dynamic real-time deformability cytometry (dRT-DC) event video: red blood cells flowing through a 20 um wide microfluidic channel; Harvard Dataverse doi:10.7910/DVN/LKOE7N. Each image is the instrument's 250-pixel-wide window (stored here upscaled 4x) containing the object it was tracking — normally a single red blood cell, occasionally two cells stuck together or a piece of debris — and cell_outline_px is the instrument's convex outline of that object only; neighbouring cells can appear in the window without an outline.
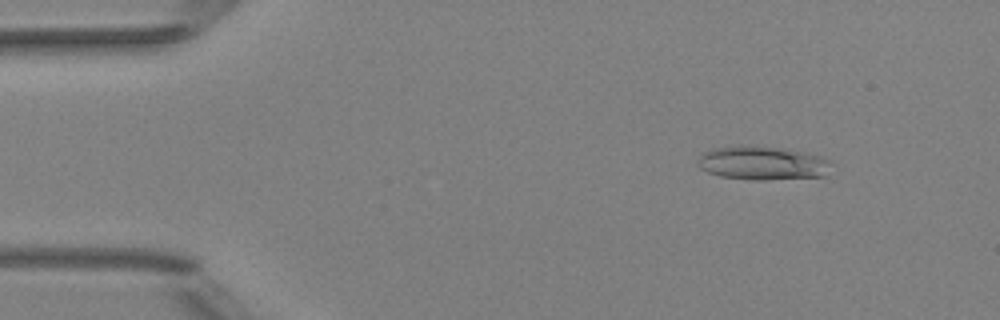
{"species": "Egyptian fruit bat (a non-hibernating species)", "species_latin": "Rousettus aegyptiacus", "temperature_condition": "room temperature", "stored_images_in_passage": 51, "camera_frame_rate_fps": 3000, "um_per_image_px": 0.085, "animal": {"sex": "female"}, "frame": {"image": 1, "passage_image": 6, "time_ms": 1.667, "image_size_px": [1000, 320], "cell_outline_px": [[832, 160], [824, 176], [764, 180], [752, 180], [720, 176], [708, 172], [700, 168], [696, 164], [696, 160], [704, 152], [712, 148], [784, 148], [804, 152], [820, 156]], "centroid_in_image_um": [64.82, 13.9], "position_along_channel_um": 20.2, "area_um2": 25.49}}
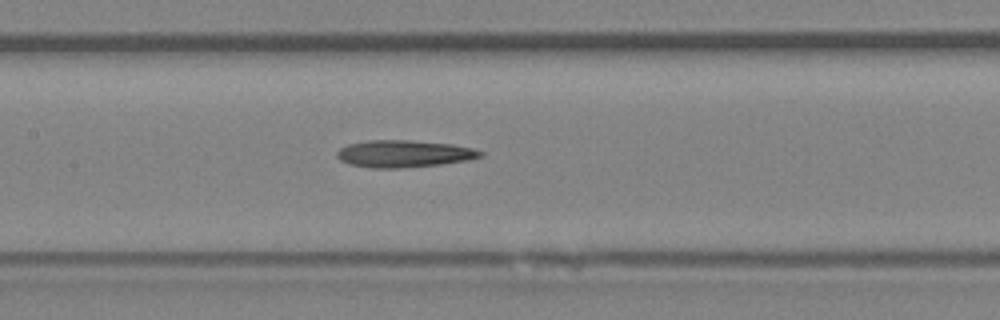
{"frame": {"image": 2, "passage_image": 24, "time_ms": 7.667, "image_size_px": [1000, 320], "cell_outline_px": [[484, 156], [468, 160], [440, 164], [400, 168], [372, 168], [348, 164], [340, 160], [336, 156], [336, 152], [340, 148], [348, 144], [368, 140], [408, 140], [452, 144], [472, 148], [484, 152]], "centroid_in_image_um": [34.32, 13.07], "position_along_channel_um": 173.1, "area_um2": 22.72}}
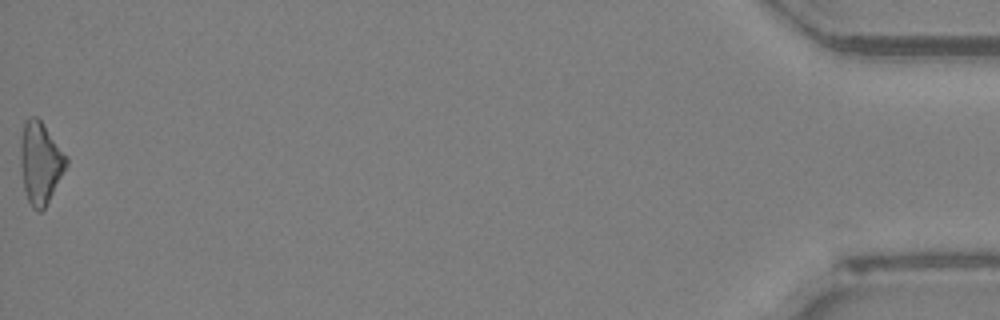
{"frame": {"image": 3, "passage_image": 51, "time_ms": 16.667, "image_size_px": [1000, 320], "cell_outline_px": [[68, 164], [44, 208], [40, 212], [36, 212], [32, 208], [28, 200], [24, 188], [20, 164], [20, 140], [24, 120], [28, 116], [36, 116], [40, 120], [68, 156]], "centroid_in_image_um": [3.41, 13.81], "position_along_channel_um": 431.8, "area_um2": 21.91}}